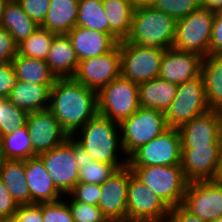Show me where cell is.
Returning a JSON list of instances; mask_svg holds the SVG:
<instances>
[{"label":"cell","mask_w":222,"mask_h":222,"mask_svg":"<svg viewBox=\"0 0 222 222\" xmlns=\"http://www.w3.org/2000/svg\"><path fill=\"white\" fill-rule=\"evenodd\" d=\"M49 110L73 136L97 113V92L73 77L57 78L51 87Z\"/></svg>","instance_id":"6da1fadb"},{"label":"cell","mask_w":222,"mask_h":222,"mask_svg":"<svg viewBox=\"0 0 222 222\" xmlns=\"http://www.w3.org/2000/svg\"><path fill=\"white\" fill-rule=\"evenodd\" d=\"M72 137L95 161L115 165L118 169L127 165L128 158L122 148L120 126L108 117L97 113Z\"/></svg>","instance_id":"7a4b0ae2"},{"label":"cell","mask_w":222,"mask_h":222,"mask_svg":"<svg viewBox=\"0 0 222 222\" xmlns=\"http://www.w3.org/2000/svg\"><path fill=\"white\" fill-rule=\"evenodd\" d=\"M176 20L153 6L134 10L131 31L126 41L147 48H172Z\"/></svg>","instance_id":"3957f363"},{"label":"cell","mask_w":222,"mask_h":222,"mask_svg":"<svg viewBox=\"0 0 222 222\" xmlns=\"http://www.w3.org/2000/svg\"><path fill=\"white\" fill-rule=\"evenodd\" d=\"M132 174L150 188L170 209L182 205L189 183L181 165L129 166Z\"/></svg>","instance_id":"277c9868"},{"label":"cell","mask_w":222,"mask_h":222,"mask_svg":"<svg viewBox=\"0 0 222 222\" xmlns=\"http://www.w3.org/2000/svg\"><path fill=\"white\" fill-rule=\"evenodd\" d=\"M215 10L201 5L188 16L176 20L172 48L194 52L203 58L210 54V41Z\"/></svg>","instance_id":"5b68a950"},{"label":"cell","mask_w":222,"mask_h":222,"mask_svg":"<svg viewBox=\"0 0 222 222\" xmlns=\"http://www.w3.org/2000/svg\"><path fill=\"white\" fill-rule=\"evenodd\" d=\"M119 126L121 144L127 158L169 128L164 112L146 107H140Z\"/></svg>","instance_id":"8992f818"},{"label":"cell","mask_w":222,"mask_h":222,"mask_svg":"<svg viewBox=\"0 0 222 222\" xmlns=\"http://www.w3.org/2000/svg\"><path fill=\"white\" fill-rule=\"evenodd\" d=\"M139 108V84L122 76L97 92L98 113L118 124Z\"/></svg>","instance_id":"52a82bcc"},{"label":"cell","mask_w":222,"mask_h":222,"mask_svg":"<svg viewBox=\"0 0 222 222\" xmlns=\"http://www.w3.org/2000/svg\"><path fill=\"white\" fill-rule=\"evenodd\" d=\"M209 110L204 80L200 74L177 85L176 96L164 114L168 127L179 129Z\"/></svg>","instance_id":"ba28073f"},{"label":"cell","mask_w":222,"mask_h":222,"mask_svg":"<svg viewBox=\"0 0 222 222\" xmlns=\"http://www.w3.org/2000/svg\"><path fill=\"white\" fill-rule=\"evenodd\" d=\"M164 51L120 41L121 76L138 84L159 77Z\"/></svg>","instance_id":"9c48e42d"},{"label":"cell","mask_w":222,"mask_h":222,"mask_svg":"<svg viewBox=\"0 0 222 222\" xmlns=\"http://www.w3.org/2000/svg\"><path fill=\"white\" fill-rule=\"evenodd\" d=\"M181 136L176 128H168L147 144L138 148L129 158L128 166L181 165Z\"/></svg>","instance_id":"30bf717a"},{"label":"cell","mask_w":222,"mask_h":222,"mask_svg":"<svg viewBox=\"0 0 222 222\" xmlns=\"http://www.w3.org/2000/svg\"><path fill=\"white\" fill-rule=\"evenodd\" d=\"M37 156L42 160L55 186L64 195H67L79 183V167L75 160L72 136L50 151Z\"/></svg>","instance_id":"8fae6325"},{"label":"cell","mask_w":222,"mask_h":222,"mask_svg":"<svg viewBox=\"0 0 222 222\" xmlns=\"http://www.w3.org/2000/svg\"><path fill=\"white\" fill-rule=\"evenodd\" d=\"M182 206L192 215L211 222L222 217V182L193 181L186 186Z\"/></svg>","instance_id":"7c38bea8"},{"label":"cell","mask_w":222,"mask_h":222,"mask_svg":"<svg viewBox=\"0 0 222 222\" xmlns=\"http://www.w3.org/2000/svg\"><path fill=\"white\" fill-rule=\"evenodd\" d=\"M121 76L120 42L109 52L81 60L73 78L98 92Z\"/></svg>","instance_id":"4fadbf2b"},{"label":"cell","mask_w":222,"mask_h":222,"mask_svg":"<svg viewBox=\"0 0 222 222\" xmlns=\"http://www.w3.org/2000/svg\"><path fill=\"white\" fill-rule=\"evenodd\" d=\"M170 208L144 183L130 175L127 192V220L167 221Z\"/></svg>","instance_id":"5bb4252c"},{"label":"cell","mask_w":222,"mask_h":222,"mask_svg":"<svg viewBox=\"0 0 222 222\" xmlns=\"http://www.w3.org/2000/svg\"><path fill=\"white\" fill-rule=\"evenodd\" d=\"M132 170L128 165L111 175L101 186L97 206L110 222L127 220V192Z\"/></svg>","instance_id":"9a60e30c"},{"label":"cell","mask_w":222,"mask_h":222,"mask_svg":"<svg viewBox=\"0 0 222 222\" xmlns=\"http://www.w3.org/2000/svg\"><path fill=\"white\" fill-rule=\"evenodd\" d=\"M182 148L222 146V112L209 110L179 129Z\"/></svg>","instance_id":"2e32d148"},{"label":"cell","mask_w":222,"mask_h":222,"mask_svg":"<svg viewBox=\"0 0 222 222\" xmlns=\"http://www.w3.org/2000/svg\"><path fill=\"white\" fill-rule=\"evenodd\" d=\"M26 125L36 155L50 151L69 137L49 109L30 112Z\"/></svg>","instance_id":"e0dca14e"},{"label":"cell","mask_w":222,"mask_h":222,"mask_svg":"<svg viewBox=\"0 0 222 222\" xmlns=\"http://www.w3.org/2000/svg\"><path fill=\"white\" fill-rule=\"evenodd\" d=\"M222 146L182 148L181 168L188 182L215 180Z\"/></svg>","instance_id":"ac0fdd59"},{"label":"cell","mask_w":222,"mask_h":222,"mask_svg":"<svg viewBox=\"0 0 222 222\" xmlns=\"http://www.w3.org/2000/svg\"><path fill=\"white\" fill-rule=\"evenodd\" d=\"M203 57L194 52L165 49L161 59L159 77L179 85L201 74Z\"/></svg>","instance_id":"d6986e66"},{"label":"cell","mask_w":222,"mask_h":222,"mask_svg":"<svg viewBox=\"0 0 222 222\" xmlns=\"http://www.w3.org/2000/svg\"><path fill=\"white\" fill-rule=\"evenodd\" d=\"M24 166L31 204L55 202L64 197V194L55 186L52 177L38 156L24 160Z\"/></svg>","instance_id":"ffe728a7"},{"label":"cell","mask_w":222,"mask_h":222,"mask_svg":"<svg viewBox=\"0 0 222 222\" xmlns=\"http://www.w3.org/2000/svg\"><path fill=\"white\" fill-rule=\"evenodd\" d=\"M69 36L79 61L111 51L118 43L104 32L75 26Z\"/></svg>","instance_id":"44dd1931"},{"label":"cell","mask_w":222,"mask_h":222,"mask_svg":"<svg viewBox=\"0 0 222 222\" xmlns=\"http://www.w3.org/2000/svg\"><path fill=\"white\" fill-rule=\"evenodd\" d=\"M45 61L56 78L75 75L79 60L67 34H55Z\"/></svg>","instance_id":"7402d4cb"},{"label":"cell","mask_w":222,"mask_h":222,"mask_svg":"<svg viewBox=\"0 0 222 222\" xmlns=\"http://www.w3.org/2000/svg\"><path fill=\"white\" fill-rule=\"evenodd\" d=\"M53 85L33 84L18 80L8 100L28 113L49 109L50 92Z\"/></svg>","instance_id":"603a6c76"},{"label":"cell","mask_w":222,"mask_h":222,"mask_svg":"<svg viewBox=\"0 0 222 222\" xmlns=\"http://www.w3.org/2000/svg\"><path fill=\"white\" fill-rule=\"evenodd\" d=\"M79 0H50L49 9L40 27L55 34H67L75 26Z\"/></svg>","instance_id":"cb8c5ba5"},{"label":"cell","mask_w":222,"mask_h":222,"mask_svg":"<svg viewBox=\"0 0 222 222\" xmlns=\"http://www.w3.org/2000/svg\"><path fill=\"white\" fill-rule=\"evenodd\" d=\"M177 85L157 77L139 84V106L164 112L176 96Z\"/></svg>","instance_id":"d4e9b609"},{"label":"cell","mask_w":222,"mask_h":222,"mask_svg":"<svg viewBox=\"0 0 222 222\" xmlns=\"http://www.w3.org/2000/svg\"><path fill=\"white\" fill-rule=\"evenodd\" d=\"M109 23V35L119 43L126 40L131 31L134 6L131 0H102Z\"/></svg>","instance_id":"484cf974"},{"label":"cell","mask_w":222,"mask_h":222,"mask_svg":"<svg viewBox=\"0 0 222 222\" xmlns=\"http://www.w3.org/2000/svg\"><path fill=\"white\" fill-rule=\"evenodd\" d=\"M0 25L11 34L17 45L40 27L23 11L17 0L5 2Z\"/></svg>","instance_id":"4316f807"},{"label":"cell","mask_w":222,"mask_h":222,"mask_svg":"<svg viewBox=\"0 0 222 222\" xmlns=\"http://www.w3.org/2000/svg\"><path fill=\"white\" fill-rule=\"evenodd\" d=\"M0 179L4 182L18 205L31 204L24 160L2 159L0 163Z\"/></svg>","instance_id":"83f0119b"},{"label":"cell","mask_w":222,"mask_h":222,"mask_svg":"<svg viewBox=\"0 0 222 222\" xmlns=\"http://www.w3.org/2000/svg\"><path fill=\"white\" fill-rule=\"evenodd\" d=\"M201 75L209 109L222 112V54H209L204 57Z\"/></svg>","instance_id":"f1b7e54d"},{"label":"cell","mask_w":222,"mask_h":222,"mask_svg":"<svg viewBox=\"0 0 222 222\" xmlns=\"http://www.w3.org/2000/svg\"><path fill=\"white\" fill-rule=\"evenodd\" d=\"M73 150L79 167V182L101 185L118 169L115 165L95 161L74 138Z\"/></svg>","instance_id":"f546056e"},{"label":"cell","mask_w":222,"mask_h":222,"mask_svg":"<svg viewBox=\"0 0 222 222\" xmlns=\"http://www.w3.org/2000/svg\"><path fill=\"white\" fill-rule=\"evenodd\" d=\"M11 64L18 80L33 84L53 85L56 76L50 71L45 60L16 54Z\"/></svg>","instance_id":"4dcf8cb0"},{"label":"cell","mask_w":222,"mask_h":222,"mask_svg":"<svg viewBox=\"0 0 222 222\" xmlns=\"http://www.w3.org/2000/svg\"><path fill=\"white\" fill-rule=\"evenodd\" d=\"M0 156L8 160H27L37 156L32 149L27 125L1 137Z\"/></svg>","instance_id":"1f68e13d"},{"label":"cell","mask_w":222,"mask_h":222,"mask_svg":"<svg viewBox=\"0 0 222 222\" xmlns=\"http://www.w3.org/2000/svg\"><path fill=\"white\" fill-rule=\"evenodd\" d=\"M76 26L109 34V23L102 0H79Z\"/></svg>","instance_id":"d6a6232c"},{"label":"cell","mask_w":222,"mask_h":222,"mask_svg":"<svg viewBox=\"0 0 222 222\" xmlns=\"http://www.w3.org/2000/svg\"><path fill=\"white\" fill-rule=\"evenodd\" d=\"M54 36L55 33L39 27L27 39L17 45V54L45 60Z\"/></svg>","instance_id":"836d02e7"},{"label":"cell","mask_w":222,"mask_h":222,"mask_svg":"<svg viewBox=\"0 0 222 222\" xmlns=\"http://www.w3.org/2000/svg\"><path fill=\"white\" fill-rule=\"evenodd\" d=\"M28 112L5 99L0 108V138L26 125Z\"/></svg>","instance_id":"e575fe53"},{"label":"cell","mask_w":222,"mask_h":222,"mask_svg":"<svg viewBox=\"0 0 222 222\" xmlns=\"http://www.w3.org/2000/svg\"><path fill=\"white\" fill-rule=\"evenodd\" d=\"M201 5L199 0H155L152 6L178 20L188 16Z\"/></svg>","instance_id":"d590c367"},{"label":"cell","mask_w":222,"mask_h":222,"mask_svg":"<svg viewBox=\"0 0 222 222\" xmlns=\"http://www.w3.org/2000/svg\"><path fill=\"white\" fill-rule=\"evenodd\" d=\"M65 196L74 222H110L98 206L74 201L68 194Z\"/></svg>","instance_id":"8d00e7d4"},{"label":"cell","mask_w":222,"mask_h":222,"mask_svg":"<svg viewBox=\"0 0 222 222\" xmlns=\"http://www.w3.org/2000/svg\"><path fill=\"white\" fill-rule=\"evenodd\" d=\"M65 197L55 202H42L43 222H74Z\"/></svg>","instance_id":"74e56055"},{"label":"cell","mask_w":222,"mask_h":222,"mask_svg":"<svg viewBox=\"0 0 222 222\" xmlns=\"http://www.w3.org/2000/svg\"><path fill=\"white\" fill-rule=\"evenodd\" d=\"M100 193H101V186L99 184L79 182L68 193V195L74 201L86 202L87 204L97 206Z\"/></svg>","instance_id":"f35d334b"},{"label":"cell","mask_w":222,"mask_h":222,"mask_svg":"<svg viewBox=\"0 0 222 222\" xmlns=\"http://www.w3.org/2000/svg\"><path fill=\"white\" fill-rule=\"evenodd\" d=\"M23 11L39 26L43 23L49 9L50 0H17Z\"/></svg>","instance_id":"ab89813d"},{"label":"cell","mask_w":222,"mask_h":222,"mask_svg":"<svg viewBox=\"0 0 222 222\" xmlns=\"http://www.w3.org/2000/svg\"><path fill=\"white\" fill-rule=\"evenodd\" d=\"M8 222H43L42 203L19 205L14 217Z\"/></svg>","instance_id":"60d3db41"},{"label":"cell","mask_w":222,"mask_h":222,"mask_svg":"<svg viewBox=\"0 0 222 222\" xmlns=\"http://www.w3.org/2000/svg\"><path fill=\"white\" fill-rule=\"evenodd\" d=\"M18 83L11 62L0 63V97L8 99L12 88Z\"/></svg>","instance_id":"b9f144b4"},{"label":"cell","mask_w":222,"mask_h":222,"mask_svg":"<svg viewBox=\"0 0 222 222\" xmlns=\"http://www.w3.org/2000/svg\"><path fill=\"white\" fill-rule=\"evenodd\" d=\"M18 206V203H16L4 182L0 179V219L10 221L14 217Z\"/></svg>","instance_id":"7bdbcfd3"},{"label":"cell","mask_w":222,"mask_h":222,"mask_svg":"<svg viewBox=\"0 0 222 222\" xmlns=\"http://www.w3.org/2000/svg\"><path fill=\"white\" fill-rule=\"evenodd\" d=\"M17 54V44L11 34L0 25V63L11 62Z\"/></svg>","instance_id":"ee69618b"},{"label":"cell","mask_w":222,"mask_h":222,"mask_svg":"<svg viewBox=\"0 0 222 222\" xmlns=\"http://www.w3.org/2000/svg\"><path fill=\"white\" fill-rule=\"evenodd\" d=\"M210 54H222V9L215 10Z\"/></svg>","instance_id":"f6af8a7d"},{"label":"cell","mask_w":222,"mask_h":222,"mask_svg":"<svg viewBox=\"0 0 222 222\" xmlns=\"http://www.w3.org/2000/svg\"><path fill=\"white\" fill-rule=\"evenodd\" d=\"M167 222H207L192 215L182 205L171 208Z\"/></svg>","instance_id":"bcb514c9"},{"label":"cell","mask_w":222,"mask_h":222,"mask_svg":"<svg viewBox=\"0 0 222 222\" xmlns=\"http://www.w3.org/2000/svg\"><path fill=\"white\" fill-rule=\"evenodd\" d=\"M202 5L212 10H218L222 9V0H205Z\"/></svg>","instance_id":"7dc6e473"},{"label":"cell","mask_w":222,"mask_h":222,"mask_svg":"<svg viewBox=\"0 0 222 222\" xmlns=\"http://www.w3.org/2000/svg\"><path fill=\"white\" fill-rule=\"evenodd\" d=\"M155 0H131L134 8L152 6Z\"/></svg>","instance_id":"c3c4849f"},{"label":"cell","mask_w":222,"mask_h":222,"mask_svg":"<svg viewBox=\"0 0 222 222\" xmlns=\"http://www.w3.org/2000/svg\"><path fill=\"white\" fill-rule=\"evenodd\" d=\"M215 180L222 182V147H221V152H220L219 167H218Z\"/></svg>","instance_id":"681fc988"},{"label":"cell","mask_w":222,"mask_h":222,"mask_svg":"<svg viewBox=\"0 0 222 222\" xmlns=\"http://www.w3.org/2000/svg\"><path fill=\"white\" fill-rule=\"evenodd\" d=\"M7 0H0V20H1V17H2V12H3V7H4V4Z\"/></svg>","instance_id":"f907efd6"},{"label":"cell","mask_w":222,"mask_h":222,"mask_svg":"<svg viewBox=\"0 0 222 222\" xmlns=\"http://www.w3.org/2000/svg\"><path fill=\"white\" fill-rule=\"evenodd\" d=\"M125 222H167V221H129V220H126Z\"/></svg>","instance_id":"816d5d0a"},{"label":"cell","mask_w":222,"mask_h":222,"mask_svg":"<svg viewBox=\"0 0 222 222\" xmlns=\"http://www.w3.org/2000/svg\"><path fill=\"white\" fill-rule=\"evenodd\" d=\"M4 100H5V98L0 97V108H2V103H3Z\"/></svg>","instance_id":"f5cc1de1"},{"label":"cell","mask_w":222,"mask_h":222,"mask_svg":"<svg viewBox=\"0 0 222 222\" xmlns=\"http://www.w3.org/2000/svg\"><path fill=\"white\" fill-rule=\"evenodd\" d=\"M211 222H222V217L219 218V219H217V220H213V221H211Z\"/></svg>","instance_id":"db71d44e"}]
</instances>
